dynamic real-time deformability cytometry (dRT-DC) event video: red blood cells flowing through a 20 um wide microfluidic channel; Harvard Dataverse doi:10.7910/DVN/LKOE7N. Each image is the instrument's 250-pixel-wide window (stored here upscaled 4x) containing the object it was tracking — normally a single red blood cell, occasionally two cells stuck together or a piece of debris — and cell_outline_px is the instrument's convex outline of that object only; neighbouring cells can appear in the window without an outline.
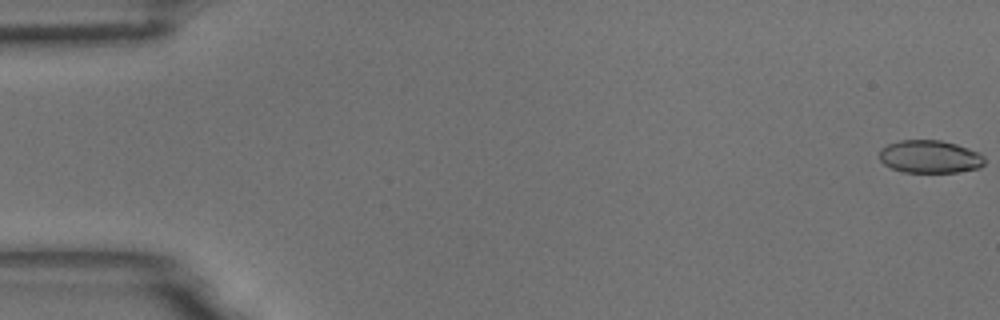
{"species": "common noctule bat (a hibernating species)", "species_latin": "Nyctalus noctula", "temperature_condition": "room temperature", "stored_images_in_passage": 58, "camera_frame_rate_fps": 3000, "um_per_image_px": 0.085, "animal": {"sex": "male", "body_mass_g": 18.8}, "frame": {"image": 1, "passage_image": 1, "time_ms": 0.0, "image_size_px": [1000, 320], "cell_outline_px": [[984, 164], [980, 168], [956, 172], [904, 172], [892, 168], [884, 164], [880, 160], [880, 152], [888, 144], [900, 140], [940, 140], [956, 144], [980, 152], [984, 156]], "centroid_in_image_um": [79.07, 13.32], "position_along_channel_um": 5.9, "area_um2": 20.06}}
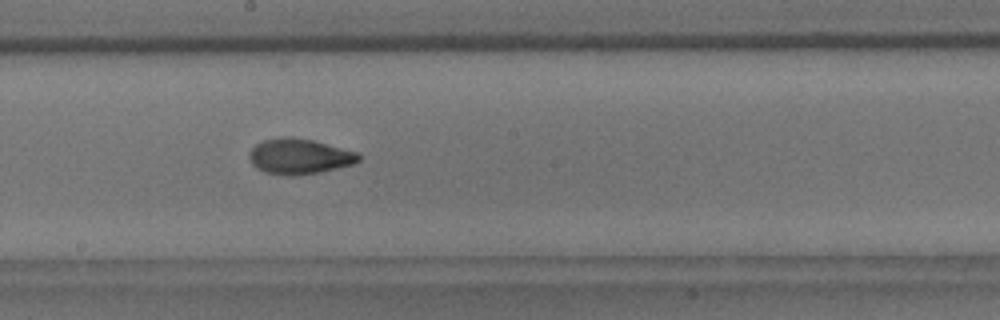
{"frame": {"image": 2, "passage_image": 32, "time_ms": 10.333, "image_size_px": [1000, 320], "cell_outline_px": [[360, 160], [352, 164], [320, 172], [292, 176], [264, 172], [256, 168], [252, 164], [248, 156], [252, 148], [256, 144], [264, 140], [284, 136], [288, 136], [312, 140], [356, 152], [360, 156]], "centroid_in_image_um": [25.4, 13.29], "position_along_channel_um": 222.8, "area_um2": 22.37}}
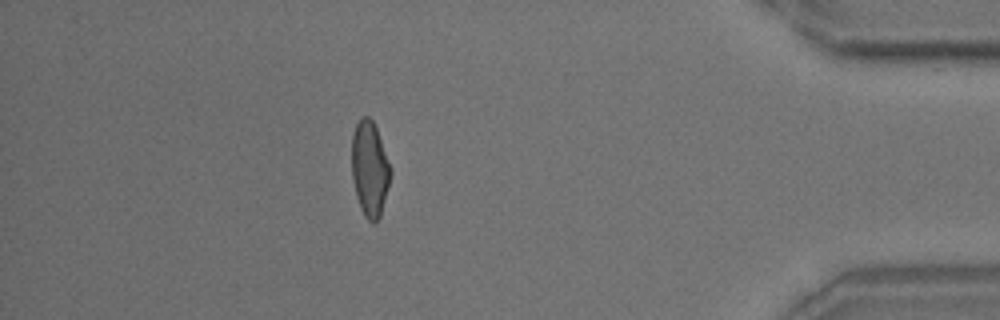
{"frame": {"image": 3, "passage_image": 51, "time_ms": 16.667, "image_size_px": [1000, 320], "cell_outline_px": [[392, 172], [380, 216], [376, 224], [372, 224], [364, 216], [360, 208], [356, 196], [352, 180], [352, 132], [360, 116], [368, 116], [372, 120], [376, 128], [392, 168]], "centroid_in_image_um": [31.42, 14.36], "position_along_channel_um": 403.8, "area_um2": 21.79}, "authors_computed_cell_mechanics": {"area_um2": 21.7328, "velocity_mm_per_s": 3.5583, "shape_relaxation_time_tau1_ms": 5.6454, "shape_relaxation_time_tau2_ms": 1.6581, "deformation_change_tau1": 0.1649, "deformation_change_tau2": 0.0637}}